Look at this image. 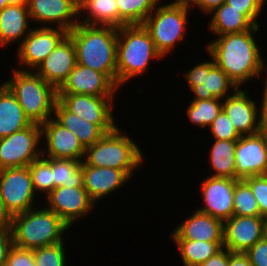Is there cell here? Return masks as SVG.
I'll return each instance as SVG.
<instances>
[{
	"label": "cell",
	"instance_id": "obj_1",
	"mask_svg": "<svg viewBox=\"0 0 267 266\" xmlns=\"http://www.w3.org/2000/svg\"><path fill=\"white\" fill-rule=\"evenodd\" d=\"M260 26L240 33L217 36L206 45V51L228 77L237 85L244 88L252 79L264 77L267 84V66L263 58V50L258 45L255 35ZM266 69V70H265ZM266 72L265 74H262Z\"/></svg>",
	"mask_w": 267,
	"mask_h": 266
},
{
	"label": "cell",
	"instance_id": "obj_2",
	"mask_svg": "<svg viewBox=\"0 0 267 266\" xmlns=\"http://www.w3.org/2000/svg\"><path fill=\"white\" fill-rule=\"evenodd\" d=\"M77 63L104 73L117 86L118 28L78 23L68 32Z\"/></svg>",
	"mask_w": 267,
	"mask_h": 266
},
{
	"label": "cell",
	"instance_id": "obj_3",
	"mask_svg": "<svg viewBox=\"0 0 267 266\" xmlns=\"http://www.w3.org/2000/svg\"><path fill=\"white\" fill-rule=\"evenodd\" d=\"M116 58L119 89L130 80L134 78L136 80V77L145 74L152 61L163 59L143 24L124 25L118 28Z\"/></svg>",
	"mask_w": 267,
	"mask_h": 266
},
{
	"label": "cell",
	"instance_id": "obj_4",
	"mask_svg": "<svg viewBox=\"0 0 267 266\" xmlns=\"http://www.w3.org/2000/svg\"><path fill=\"white\" fill-rule=\"evenodd\" d=\"M69 229V230H68ZM70 227L44 204L12 216L11 235L13 245L34 250L64 241Z\"/></svg>",
	"mask_w": 267,
	"mask_h": 266
},
{
	"label": "cell",
	"instance_id": "obj_5",
	"mask_svg": "<svg viewBox=\"0 0 267 266\" xmlns=\"http://www.w3.org/2000/svg\"><path fill=\"white\" fill-rule=\"evenodd\" d=\"M12 76L3 82L15 95L31 123L42 125L53 117L57 90L35 71L11 68Z\"/></svg>",
	"mask_w": 267,
	"mask_h": 266
},
{
	"label": "cell",
	"instance_id": "obj_6",
	"mask_svg": "<svg viewBox=\"0 0 267 266\" xmlns=\"http://www.w3.org/2000/svg\"><path fill=\"white\" fill-rule=\"evenodd\" d=\"M118 125L92 146L85 148L83 165L136 171L145 164V156L137 142ZM140 167V168H139Z\"/></svg>",
	"mask_w": 267,
	"mask_h": 266
},
{
	"label": "cell",
	"instance_id": "obj_7",
	"mask_svg": "<svg viewBox=\"0 0 267 266\" xmlns=\"http://www.w3.org/2000/svg\"><path fill=\"white\" fill-rule=\"evenodd\" d=\"M146 18L148 30L157 52L164 58L173 52L177 43L185 41L191 8L184 2H161Z\"/></svg>",
	"mask_w": 267,
	"mask_h": 266
},
{
	"label": "cell",
	"instance_id": "obj_8",
	"mask_svg": "<svg viewBox=\"0 0 267 266\" xmlns=\"http://www.w3.org/2000/svg\"><path fill=\"white\" fill-rule=\"evenodd\" d=\"M210 60H205L193 65L192 68L184 70V77L190 92L193 93L192 100L217 98L224 100L231 95L238 87L228 75L214 63L213 58L208 54ZM232 90V91H230Z\"/></svg>",
	"mask_w": 267,
	"mask_h": 266
},
{
	"label": "cell",
	"instance_id": "obj_9",
	"mask_svg": "<svg viewBox=\"0 0 267 266\" xmlns=\"http://www.w3.org/2000/svg\"><path fill=\"white\" fill-rule=\"evenodd\" d=\"M41 125L32 123L0 139V170L29 166L42 156Z\"/></svg>",
	"mask_w": 267,
	"mask_h": 266
},
{
	"label": "cell",
	"instance_id": "obj_10",
	"mask_svg": "<svg viewBox=\"0 0 267 266\" xmlns=\"http://www.w3.org/2000/svg\"><path fill=\"white\" fill-rule=\"evenodd\" d=\"M36 195L29 166L0 170V198L11 216L36 207Z\"/></svg>",
	"mask_w": 267,
	"mask_h": 266
},
{
	"label": "cell",
	"instance_id": "obj_11",
	"mask_svg": "<svg viewBox=\"0 0 267 266\" xmlns=\"http://www.w3.org/2000/svg\"><path fill=\"white\" fill-rule=\"evenodd\" d=\"M114 98L115 96L57 94V99L70 112L89 123L99 125L106 133L111 132L118 125L113 110Z\"/></svg>",
	"mask_w": 267,
	"mask_h": 266
},
{
	"label": "cell",
	"instance_id": "obj_12",
	"mask_svg": "<svg viewBox=\"0 0 267 266\" xmlns=\"http://www.w3.org/2000/svg\"><path fill=\"white\" fill-rule=\"evenodd\" d=\"M68 34L59 27H36L31 29L17 48L19 70L35 71L43 60Z\"/></svg>",
	"mask_w": 267,
	"mask_h": 266
},
{
	"label": "cell",
	"instance_id": "obj_13",
	"mask_svg": "<svg viewBox=\"0 0 267 266\" xmlns=\"http://www.w3.org/2000/svg\"><path fill=\"white\" fill-rule=\"evenodd\" d=\"M44 199L43 204L70 228L90 215L98 205L90 199L84 187H56Z\"/></svg>",
	"mask_w": 267,
	"mask_h": 266
},
{
	"label": "cell",
	"instance_id": "obj_14",
	"mask_svg": "<svg viewBox=\"0 0 267 266\" xmlns=\"http://www.w3.org/2000/svg\"><path fill=\"white\" fill-rule=\"evenodd\" d=\"M78 6L79 0H29L28 11L33 27L36 23L39 27H59L69 32L79 23Z\"/></svg>",
	"mask_w": 267,
	"mask_h": 266
},
{
	"label": "cell",
	"instance_id": "obj_15",
	"mask_svg": "<svg viewBox=\"0 0 267 266\" xmlns=\"http://www.w3.org/2000/svg\"><path fill=\"white\" fill-rule=\"evenodd\" d=\"M237 179L207 177L201 181V207H197L202 213L221 220H228L233 216V196Z\"/></svg>",
	"mask_w": 267,
	"mask_h": 266
},
{
	"label": "cell",
	"instance_id": "obj_16",
	"mask_svg": "<svg viewBox=\"0 0 267 266\" xmlns=\"http://www.w3.org/2000/svg\"><path fill=\"white\" fill-rule=\"evenodd\" d=\"M42 156L45 158L83 161L85 148L75 134L59 124L53 117L41 125ZM44 139V140H43Z\"/></svg>",
	"mask_w": 267,
	"mask_h": 266
},
{
	"label": "cell",
	"instance_id": "obj_17",
	"mask_svg": "<svg viewBox=\"0 0 267 266\" xmlns=\"http://www.w3.org/2000/svg\"><path fill=\"white\" fill-rule=\"evenodd\" d=\"M262 216H235L223 222V247L233 253H245L263 239Z\"/></svg>",
	"mask_w": 267,
	"mask_h": 266
},
{
	"label": "cell",
	"instance_id": "obj_18",
	"mask_svg": "<svg viewBox=\"0 0 267 266\" xmlns=\"http://www.w3.org/2000/svg\"><path fill=\"white\" fill-rule=\"evenodd\" d=\"M236 179L267 174V142L259 135H245L237 140Z\"/></svg>",
	"mask_w": 267,
	"mask_h": 266
},
{
	"label": "cell",
	"instance_id": "obj_19",
	"mask_svg": "<svg viewBox=\"0 0 267 266\" xmlns=\"http://www.w3.org/2000/svg\"><path fill=\"white\" fill-rule=\"evenodd\" d=\"M120 90L104 73L76 64L57 94L115 96Z\"/></svg>",
	"mask_w": 267,
	"mask_h": 266
},
{
	"label": "cell",
	"instance_id": "obj_20",
	"mask_svg": "<svg viewBox=\"0 0 267 266\" xmlns=\"http://www.w3.org/2000/svg\"><path fill=\"white\" fill-rule=\"evenodd\" d=\"M83 187L96 204L131 182L136 171H122L109 167L83 165ZM124 185V186H123Z\"/></svg>",
	"mask_w": 267,
	"mask_h": 266
},
{
	"label": "cell",
	"instance_id": "obj_21",
	"mask_svg": "<svg viewBox=\"0 0 267 266\" xmlns=\"http://www.w3.org/2000/svg\"><path fill=\"white\" fill-rule=\"evenodd\" d=\"M248 93V90L237 88L222 104V110L241 136L257 134L259 131V105Z\"/></svg>",
	"mask_w": 267,
	"mask_h": 266
},
{
	"label": "cell",
	"instance_id": "obj_22",
	"mask_svg": "<svg viewBox=\"0 0 267 266\" xmlns=\"http://www.w3.org/2000/svg\"><path fill=\"white\" fill-rule=\"evenodd\" d=\"M77 64L76 49L67 34L43 60L35 72L58 90Z\"/></svg>",
	"mask_w": 267,
	"mask_h": 266
},
{
	"label": "cell",
	"instance_id": "obj_23",
	"mask_svg": "<svg viewBox=\"0 0 267 266\" xmlns=\"http://www.w3.org/2000/svg\"><path fill=\"white\" fill-rule=\"evenodd\" d=\"M171 232L172 239L224 242L223 222L209 214L195 210Z\"/></svg>",
	"mask_w": 267,
	"mask_h": 266
},
{
	"label": "cell",
	"instance_id": "obj_24",
	"mask_svg": "<svg viewBox=\"0 0 267 266\" xmlns=\"http://www.w3.org/2000/svg\"><path fill=\"white\" fill-rule=\"evenodd\" d=\"M28 6L7 5L0 11V47L22 43L33 27Z\"/></svg>",
	"mask_w": 267,
	"mask_h": 266
},
{
	"label": "cell",
	"instance_id": "obj_25",
	"mask_svg": "<svg viewBox=\"0 0 267 266\" xmlns=\"http://www.w3.org/2000/svg\"><path fill=\"white\" fill-rule=\"evenodd\" d=\"M53 118L75 134L84 148L92 146L106 134L99 125L89 123L70 112L58 99L54 106Z\"/></svg>",
	"mask_w": 267,
	"mask_h": 266
},
{
	"label": "cell",
	"instance_id": "obj_26",
	"mask_svg": "<svg viewBox=\"0 0 267 266\" xmlns=\"http://www.w3.org/2000/svg\"><path fill=\"white\" fill-rule=\"evenodd\" d=\"M32 123L10 89L0 84V139L25 129Z\"/></svg>",
	"mask_w": 267,
	"mask_h": 266
},
{
	"label": "cell",
	"instance_id": "obj_27",
	"mask_svg": "<svg viewBox=\"0 0 267 266\" xmlns=\"http://www.w3.org/2000/svg\"><path fill=\"white\" fill-rule=\"evenodd\" d=\"M208 28L212 35L221 36L251 30L254 25L239 10L226 2L209 14Z\"/></svg>",
	"mask_w": 267,
	"mask_h": 266
},
{
	"label": "cell",
	"instance_id": "obj_28",
	"mask_svg": "<svg viewBox=\"0 0 267 266\" xmlns=\"http://www.w3.org/2000/svg\"><path fill=\"white\" fill-rule=\"evenodd\" d=\"M78 8L79 23L118 28L116 0H79Z\"/></svg>",
	"mask_w": 267,
	"mask_h": 266
},
{
	"label": "cell",
	"instance_id": "obj_29",
	"mask_svg": "<svg viewBox=\"0 0 267 266\" xmlns=\"http://www.w3.org/2000/svg\"><path fill=\"white\" fill-rule=\"evenodd\" d=\"M209 151L210 168L214 171L209 176L236 179L235 150L237 140H217Z\"/></svg>",
	"mask_w": 267,
	"mask_h": 266
},
{
	"label": "cell",
	"instance_id": "obj_30",
	"mask_svg": "<svg viewBox=\"0 0 267 266\" xmlns=\"http://www.w3.org/2000/svg\"><path fill=\"white\" fill-rule=\"evenodd\" d=\"M177 246L183 266H198L223 248L224 242L172 239Z\"/></svg>",
	"mask_w": 267,
	"mask_h": 266
},
{
	"label": "cell",
	"instance_id": "obj_31",
	"mask_svg": "<svg viewBox=\"0 0 267 266\" xmlns=\"http://www.w3.org/2000/svg\"><path fill=\"white\" fill-rule=\"evenodd\" d=\"M162 0H116L118 28L124 25L143 24Z\"/></svg>",
	"mask_w": 267,
	"mask_h": 266
},
{
	"label": "cell",
	"instance_id": "obj_32",
	"mask_svg": "<svg viewBox=\"0 0 267 266\" xmlns=\"http://www.w3.org/2000/svg\"><path fill=\"white\" fill-rule=\"evenodd\" d=\"M185 113L191 124L205 130L222 110L223 100L217 98L189 100Z\"/></svg>",
	"mask_w": 267,
	"mask_h": 266
},
{
	"label": "cell",
	"instance_id": "obj_33",
	"mask_svg": "<svg viewBox=\"0 0 267 266\" xmlns=\"http://www.w3.org/2000/svg\"><path fill=\"white\" fill-rule=\"evenodd\" d=\"M83 161L53 158V189L83 187Z\"/></svg>",
	"mask_w": 267,
	"mask_h": 266
},
{
	"label": "cell",
	"instance_id": "obj_34",
	"mask_svg": "<svg viewBox=\"0 0 267 266\" xmlns=\"http://www.w3.org/2000/svg\"><path fill=\"white\" fill-rule=\"evenodd\" d=\"M29 171L35 193L45 198L53 190V158H37L29 165Z\"/></svg>",
	"mask_w": 267,
	"mask_h": 266
},
{
	"label": "cell",
	"instance_id": "obj_35",
	"mask_svg": "<svg viewBox=\"0 0 267 266\" xmlns=\"http://www.w3.org/2000/svg\"><path fill=\"white\" fill-rule=\"evenodd\" d=\"M233 215L260 216L258 202L253 195L250 186L243 179H239L235 183Z\"/></svg>",
	"mask_w": 267,
	"mask_h": 266
},
{
	"label": "cell",
	"instance_id": "obj_36",
	"mask_svg": "<svg viewBox=\"0 0 267 266\" xmlns=\"http://www.w3.org/2000/svg\"><path fill=\"white\" fill-rule=\"evenodd\" d=\"M66 241L39 247L33 250L34 260L37 266H68L66 263ZM65 245V246H64Z\"/></svg>",
	"mask_w": 267,
	"mask_h": 266
},
{
	"label": "cell",
	"instance_id": "obj_37",
	"mask_svg": "<svg viewBox=\"0 0 267 266\" xmlns=\"http://www.w3.org/2000/svg\"><path fill=\"white\" fill-rule=\"evenodd\" d=\"M208 129L213 139L217 140H238L241 137L223 110L219 112Z\"/></svg>",
	"mask_w": 267,
	"mask_h": 266
},
{
	"label": "cell",
	"instance_id": "obj_38",
	"mask_svg": "<svg viewBox=\"0 0 267 266\" xmlns=\"http://www.w3.org/2000/svg\"><path fill=\"white\" fill-rule=\"evenodd\" d=\"M266 0H226L231 8L239 10L254 26H260L258 19L262 16ZM259 17V18H258Z\"/></svg>",
	"mask_w": 267,
	"mask_h": 266
},
{
	"label": "cell",
	"instance_id": "obj_39",
	"mask_svg": "<svg viewBox=\"0 0 267 266\" xmlns=\"http://www.w3.org/2000/svg\"><path fill=\"white\" fill-rule=\"evenodd\" d=\"M251 188L260 210V216L267 218V174L243 179Z\"/></svg>",
	"mask_w": 267,
	"mask_h": 266
},
{
	"label": "cell",
	"instance_id": "obj_40",
	"mask_svg": "<svg viewBox=\"0 0 267 266\" xmlns=\"http://www.w3.org/2000/svg\"><path fill=\"white\" fill-rule=\"evenodd\" d=\"M35 262L33 250L12 246L4 266H30Z\"/></svg>",
	"mask_w": 267,
	"mask_h": 266
},
{
	"label": "cell",
	"instance_id": "obj_41",
	"mask_svg": "<svg viewBox=\"0 0 267 266\" xmlns=\"http://www.w3.org/2000/svg\"><path fill=\"white\" fill-rule=\"evenodd\" d=\"M252 266H267V241L256 242L245 252Z\"/></svg>",
	"mask_w": 267,
	"mask_h": 266
},
{
	"label": "cell",
	"instance_id": "obj_42",
	"mask_svg": "<svg viewBox=\"0 0 267 266\" xmlns=\"http://www.w3.org/2000/svg\"><path fill=\"white\" fill-rule=\"evenodd\" d=\"M259 102V135L267 142V84L262 88ZM261 101V102H260Z\"/></svg>",
	"mask_w": 267,
	"mask_h": 266
},
{
	"label": "cell",
	"instance_id": "obj_43",
	"mask_svg": "<svg viewBox=\"0 0 267 266\" xmlns=\"http://www.w3.org/2000/svg\"><path fill=\"white\" fill-rule=\"evenodd\" d=\"M226 0H185L184 3L193 10L195 7L209 16L216 8L220 7Z\"/></svg>",
	"mask_w": 267,
	"mask_h": 266
},
{
	"label": "cell",
	"instance_id": "obj_44",
	"mask_svg": "<svg viewBox=\"0 0 267 266\" xmlns=\"http://www.w3.org/2000/svg\"><path fill=\"white\" fill-rule=\"evenodd\" d=\"M13 246L12 235L10 231L0 232V266H4L10 248Z\"/></svg>",
	"mask_w": 267,
	"mask_h": 266
},
{
	"label": "cell",
	"instance_id": "obj_45",
	"mask_svg": "<svg viewBox=\"0 0 267 266\" xmlns=\"http://www.w3.org/2000/svg\"><path fill=\"white\" fill-rule=\"evenodd\" d=\"M228 262L229 250L223 247L219 252L198 266H227Z\"/></svg>",
	"mask_w": 267,
	"mask_h": 266
},
{
	"label": "cell",
	"instance_id": "obj_46",
	"mask_svg": "<svg viewBox=\"0 0 267 266\" xmlns=\"http://www.w3.org/2000/svg\"><path fill=\"white\" fill-rule=\"evenodd\" d=\"M12 223V216L6 210L2 199L0 198V232L10 231Z\"/></svg>",
	"mask_w": 267,
	"mask_h": 266
},
{
	"label": "cell",
	"instance_id": "obj_47",
	"mask_svg": "<svg viewBox=\"0 0 267 266\" xmlns=\"http://www.w3.org/2000/svg\"><path fill=\"white\" fill-rule=\"evenodd\" d=\"M227 266H252L245 253H233L229 251V262Z\"/></svg>",
	"mask_w": 267,
	"mask_h": 266
},
{
	"label": "cell",
	"instance_id": "obj_48",
	"mask_svg": "<svg viewBox=\"0 0 267 266\" xmlns=\"http://www.w3.org/2000/svg\"><path fill=\"white\" fill-rule=\"evenodd\" d=\"M29 0H7V5L28 6Z\"/></svg>",
	"mask_w": 267,
	"mask_h": 266
},
{
	"label": "cell",
	"instance_id": "obj_49",
	"mask_svg": "<svg viewBox=\"0 0 267 266\" xmlns=\"http://www.w3.org/2000/svg\"><path fill=\"white\" fill-rule=\"evenodd\" d=\"M263 239L267 241V218L264 219L263 225Z\"/></svg>",
	"mask_w": 267,
	"mask_h": 266
},
{
	"label": "cell",
	"instance_id": "obj_50",
	"mask_svg": "<svg viewBox=\"0 0 267 266\" xmlns=\"http://www.w3.org/2000/svg\"><path fill=\"white\" fill-rule=\"evenodd\" d=\"M7 6V0H0V11Z\"/></svg>",
	"mask_w": 267,
	"mask_h": 266
},
{
	"label": "cell",
	"instance_id": "obj_51",
	"mask_svg": "<svg viewBox=\"0 0 267 266\" xmlns=\"http://www.w3.org/2000/svg\"><path fill=\"white\" fill-rule=\"evenodd\" d=\"M172 1L184 2L185 0H172Z\"/></svg>",
	"mask_w": 267,
	"mask_h": 266
}]
</instances>
